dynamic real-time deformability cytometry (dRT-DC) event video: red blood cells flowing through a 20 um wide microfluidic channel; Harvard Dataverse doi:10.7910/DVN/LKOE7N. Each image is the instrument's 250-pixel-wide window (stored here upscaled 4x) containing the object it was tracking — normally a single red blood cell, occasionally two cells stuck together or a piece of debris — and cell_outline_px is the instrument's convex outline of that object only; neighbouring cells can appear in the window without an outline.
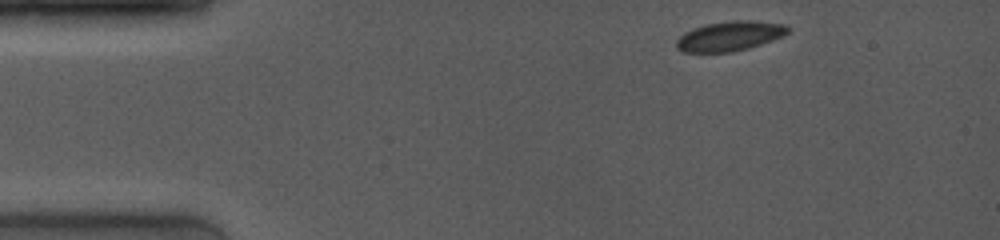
{"species": "common noctule bat (a hibernating species)", "species_latin": "Nyctalus noctula", "temperature_condition": "room temperature", "stored_images_in_passage": 18, "camera_frame_rate_fps": 4000, "um_per_image_px": 0.085, "animal": {"sex": "female", "body_mass_g": 19.0, "forearm_length_mm": 53.3}, "frame": {"image": 1, "passage_image": 1, "time_ms": 0.0, "image_size_px": [1000, 240], "cell_outline_px": [[788, 32], [784, 36], [748, 48], [732, 52], [684, 52], [676, 48], [676, 40], [684, 32], [692, 28], [704, 24], [732, 20], [756, 20], [788, 24]], "centroid_in_image_um": [62.03, 3.05], "position_along_channel_um": 23.0, "area_um2": 19.54}}
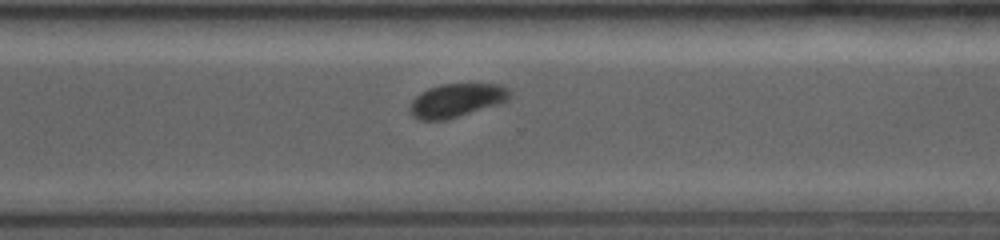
{"frame": {"image": 2, "passage_image": 11, "time_ms": 9.5, "image_size_px": [1000, 240], "cell_outline_px": [[512, 96], [508, 100], [444, 120], [420, 120], [412, 116], [408, 112], [408, 108], [412, 100], [416, 96], [428, 88], [440, 84], [500, 84], [508, 88], [512, 92]], "centroid_in_image_um": [38.77, 8.51], "position_along_channel_um": 331.8, "area_um2": 19.36}}
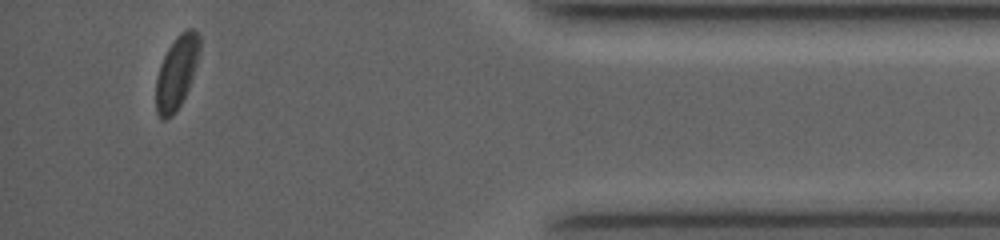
{"frame": {"image": 3, "passage_image": 16, "time_ms": 12.5, "image_size_px": [1000, 240], "cell_outline_px": [[200, 48], [188, 88], [176, 112], [168, 120], [160, 120], [156, 112], [156, 76], [160, 64], [168, 48], [176, 36], [180, 32], [188, 28], [192, 28], [200, 36]], "centroid_in_image_um": [14.98, 6.18], "position_along_channel_um": 420.2, "area_um2": 18.5}, "authors_computed_cell_mechanics": {"area_um2": 19.5653, "velocity_mm_per_s": 4.0625, "shape_relaxation_time_tau1_ms": 0.6323, "shape_relaxation_time_tau2_ms": null, "deformation_change_tau1": 0.0376, "deformation_change_tau2": null}}